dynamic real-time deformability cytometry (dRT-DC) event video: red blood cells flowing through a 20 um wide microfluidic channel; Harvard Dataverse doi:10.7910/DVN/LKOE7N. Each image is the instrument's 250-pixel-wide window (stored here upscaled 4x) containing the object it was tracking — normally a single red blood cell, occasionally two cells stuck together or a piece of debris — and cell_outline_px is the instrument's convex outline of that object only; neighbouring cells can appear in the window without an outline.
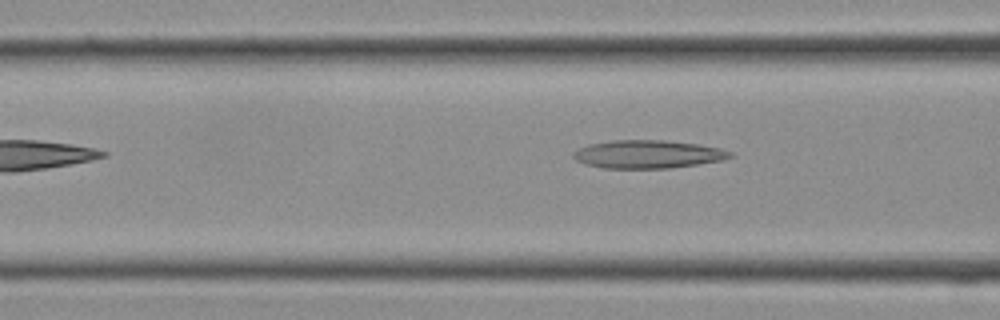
{"species": "Egyptian fruit bat (a non-hibernating species)", "species_latin": "Rousettus aegyptiacus", "temperature_condition": "cold", "stored_images_in_passage": 9, "segment_of_instrument_passage": [2, 2], "camera_frame_rate_fps": 3000, "um_per_image_px": 0.085, "frame": {"image": 1, "passage_image": 9, "time_ms": 2.667, "image_size_px": [1000, 320], "cell_outline_px": [[736, 156], [724, 160], [672, 168], [600, 168], [584, 164], [576, 160], [572, 156], [572, 152], [588, 144], [612, 140], [664, 140], [700, 144], [720, 148], [732, 152]], "centroid_in_image_um": [55.09, 13.11], "position_along_channel_um": 111.5, "area_um2": 26.01}}